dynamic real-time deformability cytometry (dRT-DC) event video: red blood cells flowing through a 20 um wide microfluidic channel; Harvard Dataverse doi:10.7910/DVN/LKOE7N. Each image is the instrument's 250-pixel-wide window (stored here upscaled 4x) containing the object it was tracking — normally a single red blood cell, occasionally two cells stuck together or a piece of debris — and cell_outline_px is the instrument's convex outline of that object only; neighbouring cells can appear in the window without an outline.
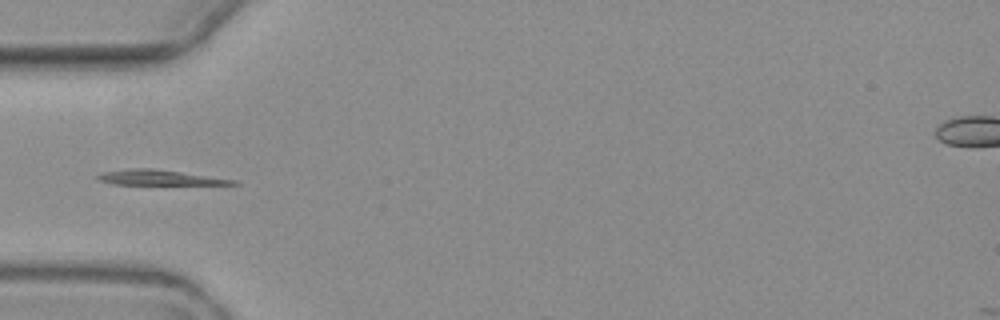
{"species": "common noctule bat (a hibernating species)", "species_latin": "Nyctalus noctula", "temperature_condition": "warm", "stored_images_in_passage": 3, "camera_frame_rate_fps": 3000, "um_per_image_px": 0.085, "animal": {"sex": "female", "body_mass_g": 19.3, "forearm_length_mm": 54.1}, "frame": {"image": 1, "passage_image": 3, "time_ms": 3.333, "image_size_px": [1000, 320], "cell_outline_px": [[240, 184], [112, 184], [100, 180], [96, 176], [104, 172], [132, 168], [152, 168], [236, 180]], "centroid_in_image_um": [13.5, 15.09], "position_along_channel_um": 71.5, "area_um2": 11.5}}